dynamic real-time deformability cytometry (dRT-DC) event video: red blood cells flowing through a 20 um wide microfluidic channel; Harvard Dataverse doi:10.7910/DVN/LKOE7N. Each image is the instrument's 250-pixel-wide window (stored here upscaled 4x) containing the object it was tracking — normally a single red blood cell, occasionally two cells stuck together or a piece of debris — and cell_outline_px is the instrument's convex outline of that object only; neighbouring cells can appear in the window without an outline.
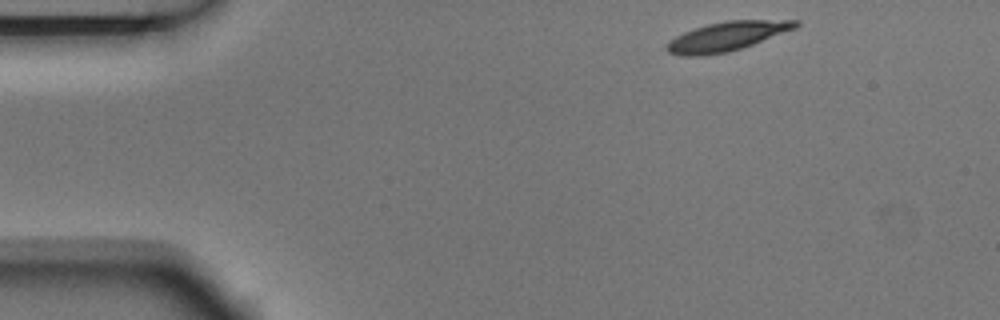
{"species": "Egyptian fruit bat (a non-hibernating species)", "species_latin": "Rousettus aegyptiacus", "temperature_condition": "room temperature", "stored_images_in_passage": 3, "camera_frame_rate_fps": 3000, "um_per_image_px": 0.085, "animal": {"sex": "male"}, "frame": {"image": 1, "passage_image": 1, "time_ms": 0.0, "image_size_px": [1000, 320], "cell_outline_px": [[800, 24], [796, 28], [752, 44], [728, 52], [700, 56], [684, 56], [668, 52], [664, 48], [676, 36], [684, 32], [708, 24], [728, 20], [800, 20]], "centroid_in_image_um": [61.8, 3.09], "position_along_channel_um": 23.2, "area_um2": 21.56}}